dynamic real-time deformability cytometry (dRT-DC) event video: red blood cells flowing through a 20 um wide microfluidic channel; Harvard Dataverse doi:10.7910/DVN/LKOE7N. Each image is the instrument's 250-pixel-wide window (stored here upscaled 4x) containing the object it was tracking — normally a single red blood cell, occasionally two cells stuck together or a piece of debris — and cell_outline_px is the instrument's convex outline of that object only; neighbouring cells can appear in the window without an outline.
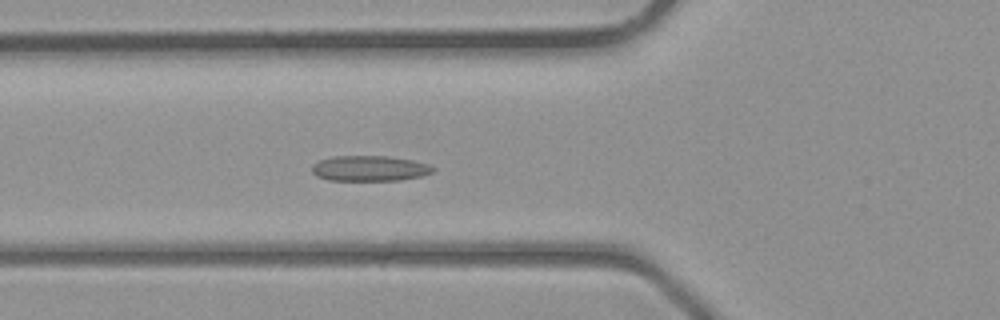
{"species": "common noctule bat (a hibernating species)", "species_latin": "Nyctalus noctula", "temperature_condition": "room temperature", "stored_images_in_passage": 40, "camera_frame_rate_fps": 3000, "um_per_image_px": 0.085, "animal": {"sex": "male", "body_mass_g": 23.1, "forearm_length_mm": 52.7}, "frame": {"image": 1, "passage_image": 15, "time_ms": 4.667, "image_size_px": [1000, 320], "cell_outline_px": [[436, 168], [432, 172], [420, 176], [400, 180], [328, 180], [316, 176], [312, 172], [312, 164], [320, 160], [332, 156], [388, 156], [412, 160], [428, 164]], "centroid_in_image_um": [31.39, 14.31], "position_along_channel_um": 94.4, "area_um2": 17.92}}
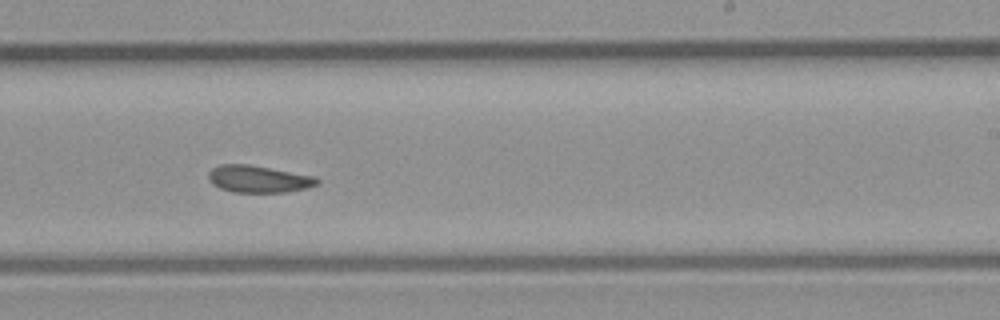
{"frame": {"image": 2, "passage_image": 25, "time_ms": 8.0, "image_size_px": [1000, 320], "cell_outline_px": [[320, 184], [308, 188], [284, 192], [232, 192], [220, 188], [212, 184], [208, 176], [208, 172], [212, 168], [220, 164], [248, 164], [316, 176], [320, 180]], "centroid_in_image_um": [22.0, 15.21], "position_along_channel_um": 267.0, "area_um2": 17.28}}
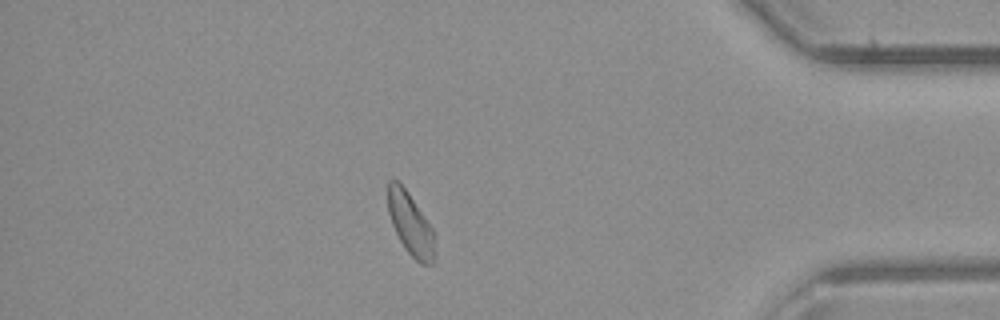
{"frame": {"image": 3, "passage_image": 35, "time_ms": 11.333, "image_size_px": [1000, 320], "cell_outline_px": [[432, 264], [420, 264], [404, 248], [392, 224], [388, 212], [388, 180], [396, 180], [408, 192], [432, 228]], "centroid_in_image_um": [34.84, 19.01], "position_along_channel_um": 400.4, "area_um2": 16.3}}